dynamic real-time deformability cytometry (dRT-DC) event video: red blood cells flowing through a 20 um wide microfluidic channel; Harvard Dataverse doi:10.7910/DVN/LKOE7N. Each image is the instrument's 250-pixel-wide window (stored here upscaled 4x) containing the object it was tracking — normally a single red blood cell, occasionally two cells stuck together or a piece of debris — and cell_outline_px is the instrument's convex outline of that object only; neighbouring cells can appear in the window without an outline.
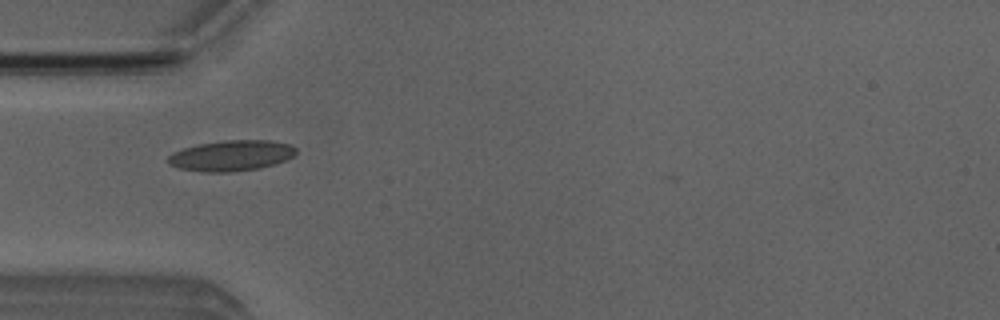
{"species": "Egyptian fruit bat (a non-hibernating species)", "species_latin": "Rousettus aegyptiacus", "temperature_condition": "room temperature", "stored_images_in_passage": 36, "camera_frame_rate_fps": 3000, "um_per_image_px": 0.085, "animal": {"sex": "male"}, "frame": {"image": 1, "passage_image": 1, "time_ms": 0.0, "image_size_px": [1000, 320], "cell_outline_px": [[296, 152], [288, 160], [260, 168], [232, 172], [200, 172], [180, 168], [168, 164], [168, 156], [172, 152], [184, 148], [200, 144], [228, 140], [272, 140], [292, 144], [296, 148]], "centroid_in_image_um": [19.69, 13.23], "position_along_channel_um": 65.3, "area_um2": 23.0}}
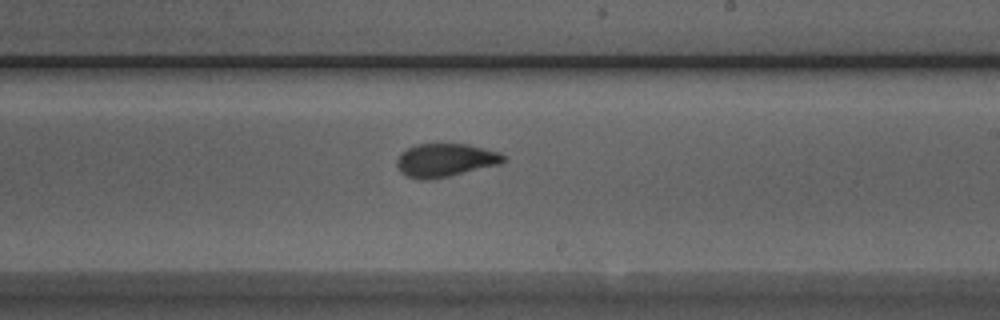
{"frame": {"image": 2, "passage_image": 15, "time_ms": 4.667, "image_size_px": [1000, 320], "cell_outline_px": [[504, 160], [500, 164], [448, 176], [428, 180], [420, 180], [408, 176], [400, 172], [396, 164], [396, 160], [400, 152], [416, 144], [468, 144], [500, 152], [504, 156]], "centroid_in_image_um": [37.81, 13.61], "position_along_channel_um": 251.2, "area_um2": 20.63}}
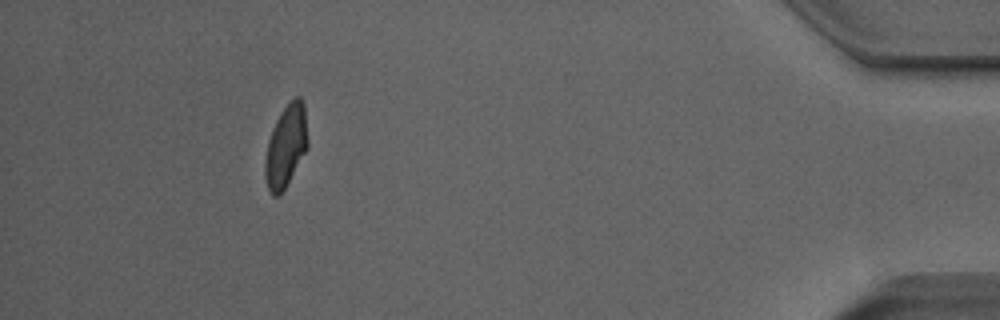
{"frame": {"image": 3, "passage_image": 32, "time_ms": 10.333, "image_size_px": [1000, 320], "cell_outline_px": [[308, 148], [280, 196], [272, 196], [268, 188], [264, 172], [264, 160], [268, 140], [276, 120], [280, 112], [296, 96], [300, 96], [304, 104], [308, 140]], "centroid_in_image_um": [24.3, 12.43], "position_along_channel_um": 410.9, "area_um2": 20.46}, "authors_computed_cell_mechanics": {"area_um2": 20.6635, "velocity_mm_per_s": 3.9778, "shape_relaxation_time_tau1_ms": 4.746, "shape_relaxation_time_tau2_ms": 1.1559, "deformation_change_tau1": 0.1512, "deformation_change_tau2": 0.0526}}